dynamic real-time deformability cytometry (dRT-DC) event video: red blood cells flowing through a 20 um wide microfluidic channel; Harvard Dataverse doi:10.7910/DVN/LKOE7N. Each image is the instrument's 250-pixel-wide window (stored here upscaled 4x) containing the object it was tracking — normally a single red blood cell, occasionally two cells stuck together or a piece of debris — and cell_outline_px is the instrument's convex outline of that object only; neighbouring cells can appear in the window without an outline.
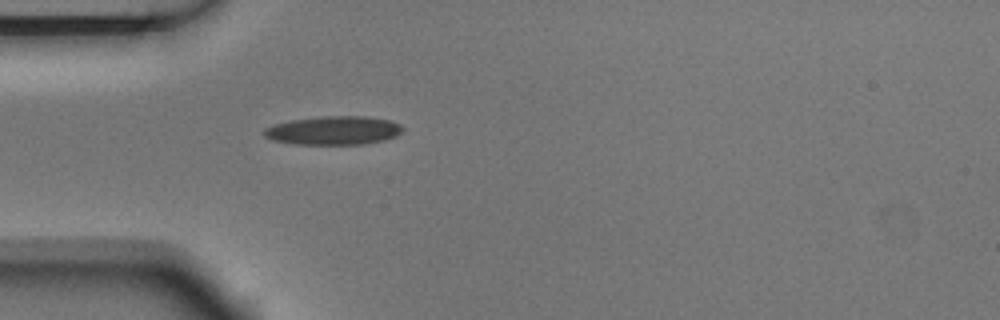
{"species": "Egyptian fruit bat (a non-hibernating species)", "species_latin": "Rousettus aegyptiacus", "temperature_condition": "room temperature", "stored_images_in_passage": 1, "camera_frame_rate_fps": 3000, "um_per_image_px": 0.085, "animal": {"sex": "male"}, "frame": {"image": 1, "passage_image": 1, "time_ms": 0.0, "image_size_px": [1000, 320], "cell_outline_px": [[404, 128], [396, 136], [384, 140], [364, 144], [292, 144], [272, 140], [264, 136], [264, 128], [272, 124], [292, 120], [320, 116], [364, 116], [392, 120], [400, 124]], "centroid_in_image_um": [28.34, 11.08], "position_along_channel_um": 56.7, "area_um2": 23.29}}